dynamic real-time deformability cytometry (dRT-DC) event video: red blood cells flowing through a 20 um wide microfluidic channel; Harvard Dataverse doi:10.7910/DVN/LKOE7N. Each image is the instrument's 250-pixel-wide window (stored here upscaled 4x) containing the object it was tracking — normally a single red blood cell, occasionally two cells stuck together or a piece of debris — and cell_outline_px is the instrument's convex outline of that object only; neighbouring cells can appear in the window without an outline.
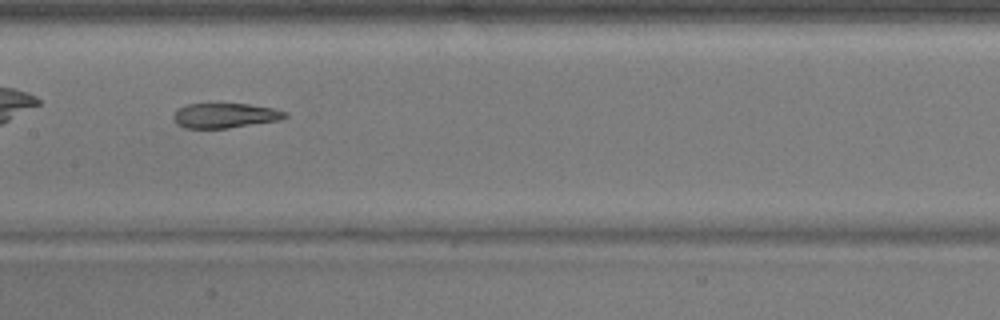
{"species": "common noctule bat (a hibernating species)", "species_latin": "Nyctalus noctula", "temperature_condition": "warm", "stored_images_in_passage": 36, "camera_frame_rate_fps": 3000, "um_per_image_px": 0.085, "animal": {"sex": "male", "body_mass_g": 17.9}, "frame": {"image": 1, "passage_image": 11, "time_ms": 3.333, "image_size_px": [1000, 320], "cell_outline_px": [[288, 116], [280, 120], [228, 128], [184, 128], [176, 124], [172, 116], [176, 108], [188, 104], [208, 100], [212, 100], [248, 104], [272, 108], [288, 112]], "centroid_in_image_um": [19.05, 9.76], "position_along_channel_um": 188.3, "area_um2": 17.17}}